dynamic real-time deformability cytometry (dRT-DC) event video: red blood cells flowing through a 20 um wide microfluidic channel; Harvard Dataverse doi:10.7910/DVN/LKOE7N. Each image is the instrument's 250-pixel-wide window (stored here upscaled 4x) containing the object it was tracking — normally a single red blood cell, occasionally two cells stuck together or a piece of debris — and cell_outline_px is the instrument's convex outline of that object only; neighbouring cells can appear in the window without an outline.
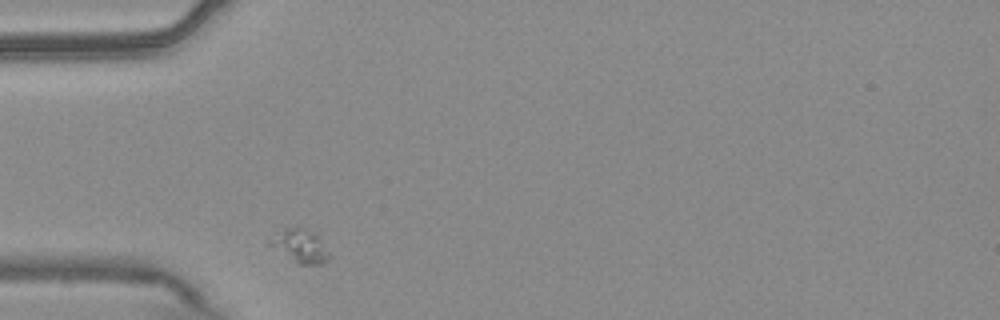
{"species": "common noctule bat (a hibernating species)", "species_latin": "Nyctalus noctula", "temperature_condition": "warm", "stored_images_in_passage": 30, "camera_frame_rate_fps": 3000, "um_per_image_px": 0.085, "animal": {"sex": "male", "body_mass_g": 20.4}, "frame": {"image": 1, "passage_image": 1, "time_ms": 0.0, "image_size_px": [1000, 320], "cell_outline_px": [[332, 256], [324, 264], [300, 264], [292, 260], [268, 244], [268, 236], [284, 228], [304, 228], [312, 232], [320, 240]], "centroid_in_image_um": [25.49, 20.91], "position_along_channel_um": 59.5, "area_um2": 11.44}}
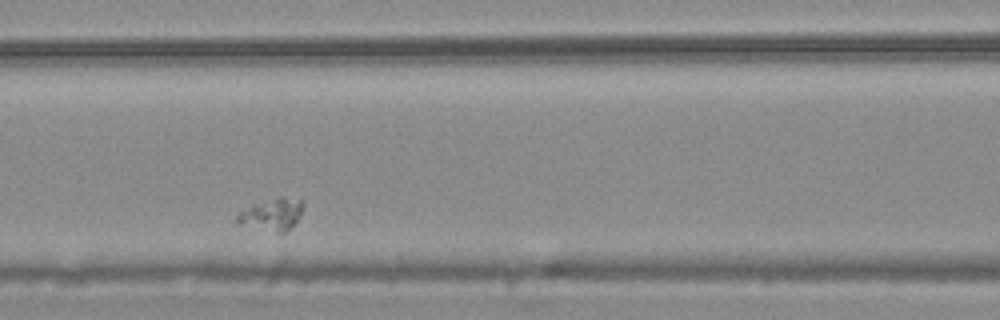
{"frame": {"image": 2, "passage_image": 9, "time_ms": 2.667, "image_size_px": [1000, 320], "cell_outline_px": [[304, 208], [300, 216], [284, 232], [276, 232], [236, 224], [236, 216], [240, 212], [280, 196], [284, 196], [304, 200]], "centroid_in_image_um": [23.16, 18.22], "position_along_channel_um": 143.4, "area_um2": 11.91}}
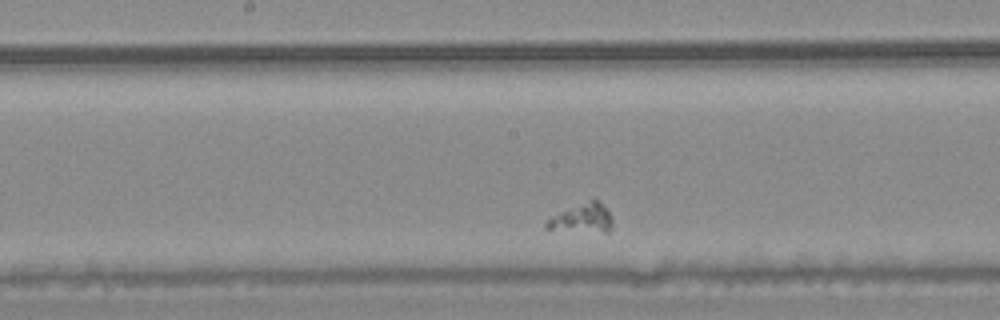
{"frame": {"image": 3, "passage_image": 14, "time_ms": 4.333, "image_size_px": [1000, 320], "cell_outline_px": [[612, 228], [608, 232], [604, 232], [544, 228], [544, 224], [548, 216], [592, 196], [600, 200], [608, 208], [612, 220]], "centroid_in_image_um": [49.49, 18.46], "position_along_channel_um": 198.7, "area_um2": 11.79}}